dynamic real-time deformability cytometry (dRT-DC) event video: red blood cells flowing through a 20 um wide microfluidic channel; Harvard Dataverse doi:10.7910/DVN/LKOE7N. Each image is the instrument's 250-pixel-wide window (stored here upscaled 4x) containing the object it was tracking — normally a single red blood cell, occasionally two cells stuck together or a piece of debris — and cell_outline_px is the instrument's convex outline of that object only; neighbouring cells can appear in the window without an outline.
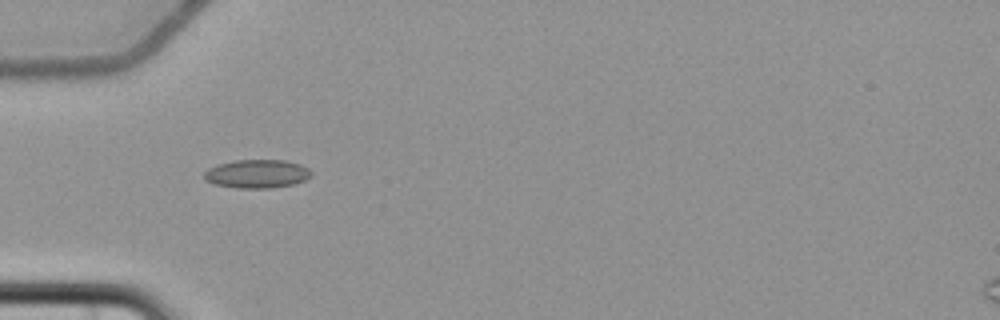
{"species": "common noctule bat (a hibernating species)", "species_latin": "Nyctalus noctula", "temperature_condition": "cold", "stored_images_in_passage": 6, "camera_frame_rate_fps": 3000, "um_per_image_px": 0.085, "animal": {"sex": "female", "body_mass_g": 22.7, "forearm_length_mm": 54.2}, "frame": {"image": 1, "passage_image": 5, "time_ms": 5.333, "image_size_px": [1000, 320], "cell_outline_px": [[312, 176], [304, 180], [292, 184], [272, 188], [236, 188], [212, 184], [204, 180], [204, 172], [208, 168], [216, 164], [236, 160], [284, 160], [300, 164], [308, 168], [312, 172]], "centroid_in_image_um": [21.81, 14.77], "position_along_channel_um": 63.2, "area_um2": 17.98}}
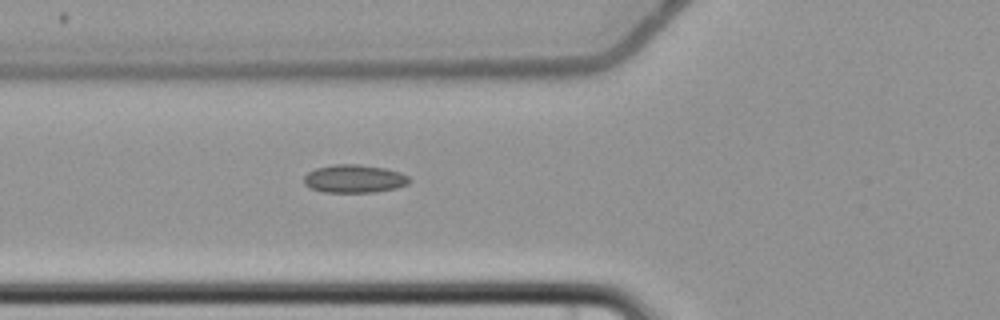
{"frame": {"image": 2, "passage_image": 6, "time_ms": 6.333, "image_size_px": [1000, 320], "cell_outline_px": [[412, 180], [408, 184], [396, 188], [376, 192], [324, 192], [308, 188], [304, 184], [304, 176], [308, 172], [316, 168], [332, 164], [360, 164], [384, 168], [400, 172], [408, 176]], "centroid_in_image_um": [30.11, 15.19], "position_along_channel_um": 95.7, "area_um2": 17.46}}